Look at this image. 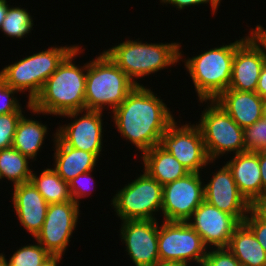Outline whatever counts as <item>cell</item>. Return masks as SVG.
<instances>
[{"label": "cell", "instance_id": "obj_28", "mask_svg": "<svg viewBox=\"0 0 266 266\" xmlns=\"http://www.w3.org/2000/svg\"><path fill=\"white\" fill-rule=\"evenodd\" d=\"M33 18L27 9L11 7L9 5L6 17L2 22L0 30L10 38H24L33 30Z\"/></svg>", "mask_w": 266, "mask_h": 266}, {"label": "cell", "instance_id": "obj_43", "mask_svg": "<svg viewBox=\"0 0 266 266\" xmlns=\"http://www.w3.org/2000/svg\"><path fill=\"white\" fill-rule=\"evenodd\" d=\"M189 264H185L179 261H163L159 260L154 266H188Z\"/></svg>", "mask_w": 266, "mask_h": 266}, {"label": "cell", "instance_id": "obj_33", "mask_svg": "<svg viewBox=\"0 0 266 266\" xmlns=\"http://www.w3.org/2000/svg\"><path fill=\"white\" fill-rule=\"evenodd\" d=\"M208 250L202 266H242L228 248Z\"/></svg>", "mask_w": 266, "mask_h": 266}, {"label": "cell", "instance_id": "obj_27", "mask_svg": "<svg viewBox=\"0 0 266 266\" xmlns=\"http://www.w3.org/2000/svg\"><path fill=\"white\" fill-rule=\"evenodd\" d=\"M0 74L4 77L6 84L20 93L29 92L28 101H33V69L32 55L26 56L17 62L6 65Z\"/></svg>", "mask_w": 266, "mask_h": 266}, {"label": "cell", "instance_id": "obj_12", "mask_svg": "<svg viewBox=\"0 0 266 266\" xmlns=\"http://www.w3.org/2000/svg\"><path fill=\"white\" fill-rule=\"evenodd\" d=\"M82 113H84L82 115ZM80 114L82 115L80 117ZM73 122L57 128V137L67 146L101 155L103 146V113L94 110H79L61 115ZM79 116V118H78ZM73 118V119H72Z\"/></svg>", "mask_w": 266, "mask_h": 266}, {"label": "cell", "instance_id": "obj_44", "mask_svg": "<svg viewBox=\"0 0 266 266\" xmlns=\"http://www.w3.org/2000/svg\"><path fill=\"white\" fill-rule=\"evenodd\" d=\"M262 118L266 120V98L262 101Z\"/></svg>", "mask_w": 266, "mask_h": 266}, {"label": "cell", "instance_id": "obj_25", "mask_svg": "<svg viewBox=\"0 0 266 266\" xmlns=\"http://www.w3.org/2000/svg\"><path fill=\"white\" fill-rule=\"evenodd\" d=\"M35 173V171H32L30 181L48 204L72 200L68 182L64 181L53 168L46 167L39 176Z\"/></svg>", "mask_w": 266, "mask_h": 266}, {"label": "cell", "instance_id": "obj_34", "mask_svg": "<svg viewBox=\"0 0 266 266\" xmlns=\"http://www.w3.org/2000/svg\"><path fill=\"white\" fill-rule=\"evenodd\" d=\"M91 172L92 171L82 173L68 182L71 199L78 205H80V199L86 197L88 194H91L90 192L92 191L93 187L90 190L88 189L90 188L89 185L92 186V184H95L94 179H92V176L90 175Z\"/></svg>", "mask_w": 266, "mask_h": 266}, {"label": "cell", "instance_id": "obj_26", "mask_svg": "<svg viewBox=\"0 0 266 266\" xmlns=\"http://www.w3.org/2000/svg\"><path fill=\"white\" fill-rule=\"evenodd\" d=\"M29 160L13 147L0 150V180L6 178L13 186L29 182L33 171Z\"/></svg>", "mask_w": 266, "mask_h": 266}, {"label": "cell", "instance_id": "obj_6", "mask_svg": "<svg viewBox=\"0 0 266 266\" xmlns=\"http://www.w3.org/2000/svg\"><path fill=\"white\" fill-rule=\"evenodd\" d=\"M204 108L199 127L205 144L206 152L211 161L217 160L223 154L245 152L244 129L214 100H208Z\"/></svg>", "mask_w": 266, "mask_h": 266}, {"label": "cell", "instance_id": "obj_4", "mask_svg": "<svg viewBox=\"0 0 266 266\" xmlns=\"http://www.w3.org/2000/svg\"><path fill=\"white\" fill-rule=\"evenodd\" d=\"M245 38L246 36L228 45H220L184 59V66L194 83L200 103L215 100L228 89L235 50Z\"/></svg>", "mask_w": 266, "mask_h": 266}, {"label": "cell", "instance_id": "obj_5", "mask_svg": "<svg viewBox=\"0 0 266 266\" xmlns=\"http://www.w3.org/2000/svg\"><path fill=\"white\" fill-rule=\"evenodd\" d=\"M136 84L103 51L87 62L85 109H116ZM109 106V107H108Z\"/></svg>", "mask_w": 266, "mask_h": 266}, {"label": "cell", "instance_id": "obj_42", "mask_svg": "<svg viewBox=\"0 0 266 266\" xmlns=\"http://www.w3.org/2000/svg\"><path fill=\"white\" fill-rule=\"evenodd\" d=\"M8 2L6 0H0V27L2 25V22L4 21L6 14H7V10L9 7V4H7Z\"/></svg>", "mask_w": 266, "mask_h": 266}, {"label": "cell", "instance_id": "obj_21", "mask_svg": "<svg viewBox=\"0 0 266 266\" xmlns=\"http://www.w3.org/2000/svg\"><path fill=\"white\" fill-rule=\"evenodd\" d=\"M141 156L144 163L143 170L162 186L190 173L185 166L159 144L144 152Z\"/></svg>", "mask_w": 266, "mask_h": 266}, {"label": "cell", "instance_id": "obj_18", "mask_svg": "<svg viewBox=\"0 0 266 266\" xmlns=\"http://www.w3.org/2000/svg\"><path fill=\"white\" fill-rule=\"evenodd\" d=\"M226 165L240 193L252 205L262 195L259 151L234 154Z\"/></svg>", "mask_w": 266, "mask_h": 266}, {"label": "cell", "instance_id": "obj_24", "mask_svg": "<svg viewBox=\"0 0 266 266\" xmlns=\"http://www.w3.org/2000/svg\"><path fill=\"white\" fill-rule=\"evenodd\" d=\"M47 128L40 121L22 115L16 127L12 147L30 160H36L39 150L43 148Z\"/></svg>", "mask_w": 266, "mask_h": 266}, {"label": "cell", "instance_id": "obj_29", "mask_svg": "<svg viewBox=\"0 0 266 266\" xmlns=\"http://www.w3.org/2000/svg\"><path fill=\"white\" fill-rule=\"evenodd\" d=\"M50 253L38 242L17 249L8 259V266H39Z\"/></svg>", "mask_w": 266, "mask_h": 266}, {"label": "cell", "instance_id": "obj_35", "mask_svg": "<svg viewBox=\"0 0 266 266\" xmlns=\"http://www.w3.org/2000/svg\"><path fill=\"white\" fill-rule=\"evenodd\" d=\"M243 223L253 232L257 241L266 252V221L261 219L252 209L248 212Z\"/></svg>", "mask_w": 266, "mask_h": 266}, {"label": "cell", "instance_id": "obj_17", "mask_svg": "<svg viewBox=\"0 0 266 266\" xmlns=\"http://www.w3.org/2000/svg\"><path fill=\"white\" fill-rule=\"evenodd\" d=\"M12 203L17 219L33 238L40 232L49 204L29 181L13 186Z\"/></svg>", "mask_w": 266, "mask_h": 266}, {"label": "cell", "instance_id": "obj_40", "mask_svg": "<svg viewBox=\"0 0 266 266\" xmlns=\"http://www.w3.org/2000/svg\"><path fill=\"white\" fill-rule=\"evenodd\" d=\"M259 165L262 180V194L266 192V150L259 151Z\"/></svg>", "mask_w": 266, "mask_h": 266}, {"label": "cell", "instance_id": "obj_39", "mask_svg": "<svg viewBox=\"0 0 266 266\" xmlns=\"http://www.w3.org/2000/svg\"><path fill=\"white\" fill-rule=\"evenodd\" d=\"M255 92L262 98L266 97V62L261 69Z\"/></svg>", "mask_w": 266, "mask_h": 266}, {"label": "cell", "instance_id": "obj_13", "mask_svg": "<svg viewBox=\"0 0 266 266\" xmlns=\"http://www.w3.org/2000/svg\"><path fill=\"white\" fill-rule=\"evenodd\" d=\"M121 222L119 236L134 266H154L159 261L157 220Z\"/></svg>", "mask_w": 266, "mask_h": 266}, {"label": "cell", "instance_id": "obj_45", "mask_svg": "<svg viewBox=\"0 0 266 266\" xmlns=\"http://www.w3.org/2000/svg\"><path fill=\"white\" fill-rule=\"evenodd\" d=\"M0 266H8L5 254L0 253Z\"/></svg>", "mask_w": 266, "mask_h": 266}, {"label": "cell", "instance_id": "obj_8", "mask_svg": "<svg viewBox=\"0 0 266 266\" xmlns=\"http://www.w3.org/2000/svg\"><path fill=\"white\" fill-rule=\"evenodd\" d=\"M209 249L186 221H162L158 232L159 260L202 266Z\"/></svg>", "mask_w": 266, "mask_h": 266}, {"label": "cell", "instance_id": "obj_38", "mask_svg": "<svg viewBox=\"0 0 266 266\" xmlns=\"http://www.w3.org/2000/svg\"><path fill=\"white\" fill-rule=\"evenodd\" d=\"M251 209L266 221V192H264L252 205Z\"/></svg>", "mask_w": 266, "mask_h": 266}, {"label": "cell", "instance_id": "obj_31", "mask_svg": "<svg viewBox=\"0 0 266 266\" xmlns=\"http://www.w3.org/2000/svg\"><path fill=\"white\" fill-rule=\"evenodd\" d=\"M22 115V112L0 115V150L12 147L16 127Z\"/></svg>", "mask_w": 266, "mask_h": 266}, {"label": "cell", "instance_id": "obj_1", "mask_svg": "<svg viewBox=\"0 0 266 266\" xmlns=\"http://www.w3.org/2000/svg\"><path fill=\"white\" fill-rule=\"evenodd\" d=\"M169 109L157 94L142 84L111 112L121 137L144 153L160 143L163 133L175 121Z\"/></svg>", "mask_w": 266, "mask_h": 266}, {"label": "cell", "instance_id": "obj_32", "mask_svg": "<svg viewBox=\"0 0 266 266\" xmlns=\"http://www.w3.org/2000/svg\"><path fill=\"white\" fill-rule=\"evenodd\" d=\"M15 93H19L16 89L6 84L4 77L0 74V115L13 112H23L19 104V100Z\"/></svg>", "mask_w": 266, "mask_h": 266}, {"label": "cell", "instance_id": "obj_23", "mask_svg": "<svg viewBox=\"0 0 266 266\" xmlns=\"http://www.w3.org/2000/svg\"><path fill=\"white\" fill-rule=\"evenodd\" d=\"M78 45L49 47L45 51L42 50L32 55L33 69V100L41 91L45 81L58 68L62 61L76 48Z\"/></svg>", "mask_w": 266, "mask_h": 266}, {"label": "cell", "instance_id": "obj_30", "mask_svg": "<svg viewBox=\"0 0 266 266\" xmlns=\"http://www.w3.org/2000/svg\"><path fill=\"white\" fill-rule=\"evenodd\" d=\"M245 152L266 150V120L261 118L244 128Z\"/></svg>", "mask_w": 266, "mask_h": 266}, {"label": "cell", "instance_id": "obj_37", "mask_svg": "<svg viewBox=\"0 0 266 266\" xmlns=\"http://www.w3.org/2000/svg\"><path fill=\"white\" fill-rule=\"evenodd\" d=\"M250 35L262 47L266 56V30L260 24L250 30Z\"/></svg>", "mask_w": 266, "mask_h": 266}, {"label": "cell", "instance_id": "obj_7", "mask_svg": "<svg viewBox=\"0 0 266 266\" xmlns=\"http://www.w3.org/2000/svg\"><path fill=\"white\" fill-rule=\"evenodd\" d=\"M124 185L111 199L116 216L124 220H157L161 212L163 186L145 171Z\"/></svg>", "mask_w": 266, "mask_h": 266}, {"label": "cell", "instance_id": "obj_2", "mask_svg": "<svg viewBox=\"0 0 266 266\" xmlns=\"http://www.w3.org/2000/svg\"><path fill=\"white\" fill-rule=\"evenodd\" d=\"M82 51L78 45L45 81L35 99L27 102L34 115L61 116L85 110L87 63L80 67L73 61Z\"/></svg>", "mask_w": 266, "mask_h": 266}, {"label": "cell", "instance_id": "obj_9", "mask_svg": "<svg viewBox=\"0 0 266 266\" xmlns=\"http://www.w3.org/2000/svg\"><path fill=\"white\" fill-rule=\"evenodd\" d=\"M178 125V126H177ZM159 145L175 157L189 172L201 173L211 161L199 127L195 124H177L174 121L163 133Z\"/></svg>", "mask_w": 266, "mask_h": 266}, {"label": "cell", "instance_id": "obj_22", "mask_svg": "<svg viewBox=\"0 0 266 266\" xmlns=\"http://www.w3.org/2000/svg\"><path fill=\"white\" fill-rule=\"evenodd\" d=\"M227 248L242 266H266L265 250L244 223L234 230Z\"/></svg>", "mask_w": 266, "mask_h": 266}, {"label": "cell", "instance_id": "obj_11", "mask_svg": "<svg viewBox=\"0 0 266 266\" xmlns=\"http://www.w3.org/2000/svg\"><path fill=\"white\" fill-rule=\"evenodd\" d=\"M73 200L49 204L44 224L34 238L50 254L63 255L78 224L80 210Z\"/></svg>", "mask_w": 266, "mask_h": 266}, {"label": "cell", "instance_id": "obj_36", "mask_svg": "<svg viewBox=\"0 0 266 266\" xmlns=\"http://www.w3.org/2000/svg\"><path fill=\"white\" fill-rule=\"evenodd\" d=\"M160 3H162L163 5L166 4H170L173 7H176V9L178 8V10H183L187 7H191V6H199V4H206L209 3L212 9V13L213 15H215V13L217 12V9L220 6V2L218 0H160Z\"/></svg>", "mask_w": 266, "mask_h": 266}, {"label": "cell", "instance_id": "obj_15", "mask_svg": "<svg viewBox=\"0 0 266 266\" xmlns=\"http://www.w3.org/2000/svg\"><path fill=\"white\" fill-rule=\"evenodd\" d=\"M204 184V200L243 223L251 204L240 193L231 170L225 164Z\"/></svg>", "mask_w": 266, "mask_h": 266}, {"label": "cell", "instance_id": "obj_20", "mask_svg": "<svg viewBox=\"0 0 266 266\" xmlns=\"http://www.w3.org/2000/svg\"><path fill=\"white\" fill-rule=\"evenodd\" d=\"M53 135V169L64 181L69 182L82 173L94 170L99 161L96 154L67 146L57 137V132Z\"/></svg>", "mask_w": 266, "mask_h": 266}, {"label": "cell", "instance_id": "obj_10", "mask_svg": "<svg viewBox=\"0 0 266 266\" xmlns=\"http://www.w3.org/2000/svg\"><path fill=\"white\" fill-rule=\"evenodd\" d=\"M201 180L200 173L190 172L163 186L161 213L164 221H187L192 216L204 201Z\"/></svg>", "mask_w": 266, "mask_h": 266}, {"label": "cell", "instance_id": "obj_16", "mask_svg": "<svg viewBox=\"0 0 266 266\" xmlns=\"http://www.w3.org/2000/svg\"><path fill=\"white\" fill-rule=\"evenodd\" d=\"M265 62L266 56L262 47L248 34L235 50L228 89L255 92Z\"/></svg>", "mask_w": 266, "mask_h": 266}, {"label": "cell", "instance_id": "obj_41", "mask_svg": "<svg viewBox=\"0 0 266 266\" xmlns=\"http://www.w3.org/2000/svg\"><path fill=\"white\" fill-rule=\"evenodd\" d=\"M63 256L58 254H50L39 266H59V262Z\"/></svg>", "mask_w": 266, "mask_h": 266}, {"label": "cell", "instance_id": "obj_3", "mask_svg": "<svg viewBox=\"0 0 266 266\" xmlns=\"http://www.w3.org/2000/svg\"><path fill=\"white\" fill-rule=\"evenodd\" d=\"M181 43H143L126 40L104 50L110 59L136 84L139 78L171 67L182 60Z\"/></svg>", "mask_w": 266, "mask_h": 266}, {"label": "cell", "instance_id": "obj_14", "mask_svg": "<svg viewBox=\"0 0 266 266\" xmlns=\"http://www.w3.org/2000/svg\"><path fill=\"white\" fill-rule=\"evenodd\" d=\"M209 248H227L234 230L241 224L234 216L220 211L205 200L186 221Z\"/></svg>", "mask_w": 266, "mask_h": 266}, {"label": "cell", "instance_id": "obj_19", "mask_svg": "<svg viewBox=\"0 0 266 266\" xmlns=\"http://www.w3.org/2000/svg\"><path fill=\"white\" fill-rule=\"evenodd\" d=\"M214 101L243 129L262 118L263 98L256 92L227 89Z\"/></svg>", "mask_w": 266, "mask_h": 266}]
</instances>
